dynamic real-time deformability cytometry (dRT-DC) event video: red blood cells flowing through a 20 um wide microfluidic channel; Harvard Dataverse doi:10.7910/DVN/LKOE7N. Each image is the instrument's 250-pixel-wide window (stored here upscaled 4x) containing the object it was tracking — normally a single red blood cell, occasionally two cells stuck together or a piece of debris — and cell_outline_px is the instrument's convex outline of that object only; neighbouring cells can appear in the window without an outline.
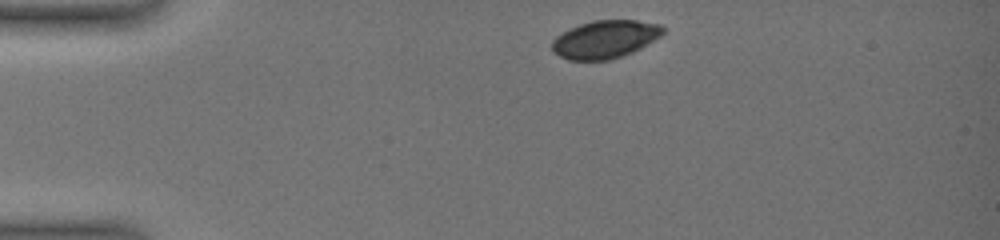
{"species": "common noctule bat (a hibernating species)", "species_latin": "Nyctalus noctula", "temperature_condition": "warm", "stored_images_in_passage": 4, "camera_frame_rate_fps": 3000, "um_per_image_px": 0.085, "animal": {"sex": "female", "body_mass_g": 19.0, "forearm_length_mm": 51.5}, "frame": {"image": 1, "passage_image": 1, "time_ms": 0.0, "image_size_px": [1000, 240], "cell_outline_px": [[664, 32], [660, 36], [640, 48], [632, 52], [608, 60], [568, 60], [552, 52], [552, 40], [556, 36], [580, 24], [592, 20], [636, 20], [660, 24], [664, 28]], "centroid_in_image_um": [51.42, 3.34], "position_along_channel_um": 33.6, "area_um2": 24.33}}